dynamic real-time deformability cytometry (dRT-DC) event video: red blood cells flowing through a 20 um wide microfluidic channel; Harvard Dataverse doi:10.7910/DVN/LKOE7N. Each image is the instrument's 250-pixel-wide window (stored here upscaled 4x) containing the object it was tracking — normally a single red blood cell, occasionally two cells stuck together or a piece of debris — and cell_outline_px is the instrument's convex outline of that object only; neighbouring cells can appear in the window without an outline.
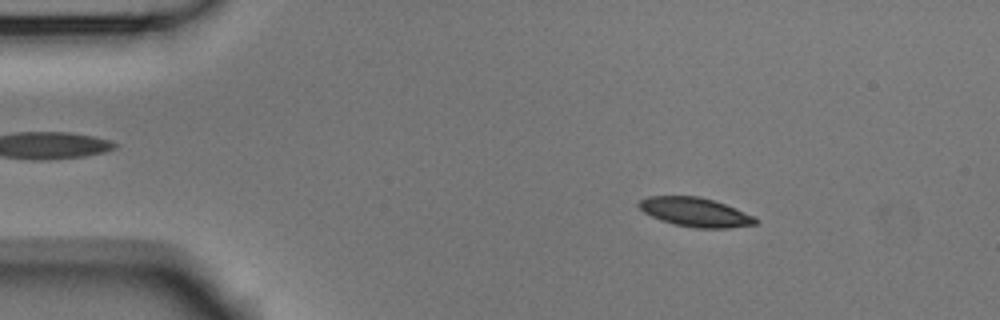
{"species": "Egyptian fruit bat (a non-hibernating species)", "species_latin": "Rousettus aegyptiacus", "temperature_condition": "room temperature", "stored_images_in_passage": 53, "camera_frame_rate_fps": 3000, "um_per_image_px": 0.085, "animal": {"sex": "male"}, "frame": {"image": 1, "passage_image": 8, "time_ms": 2.333, "image_size_px": [1000, 320], "cell_outline_px": [[760, 220], [756, 224], [728, 228], [696, 228], [676, 224], [660, 220], [644, 212], [636, 204], [640, 200], [648, 196], [700, 196], [736, 208], [756, 216]], "centroid_in_image_um": [59.13, 18.03], "position_along_channel_um": 25.9, "area_um2": 19.77}}
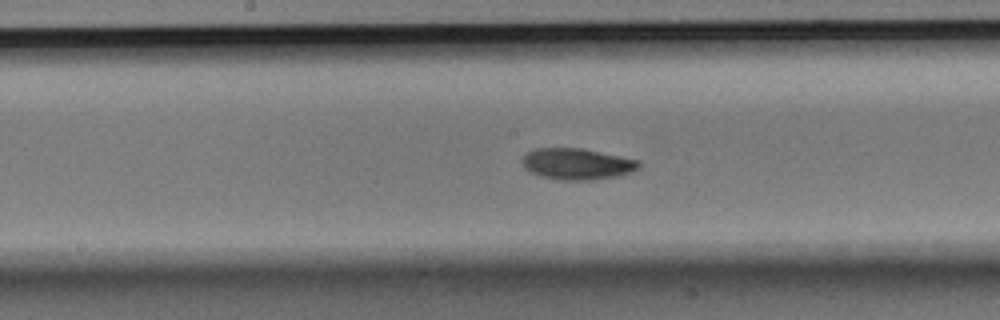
{"frame": {"image": 2, "passage_image": 27, "time_ms": 8.667, "image_size_px": [1000, 320], "cell_outline_px": [[640, 168], [632, 172], [616, 176], [592, 180], [560, 180], [540, 176], [524, 168], [524, 156], [528, 152], [536, 148], [580, 148], [640, 160]], "centroid_in_image_um": [49.08, 13.94], "position_along_channel_um": 199.1, "area_um2": 21.1}}
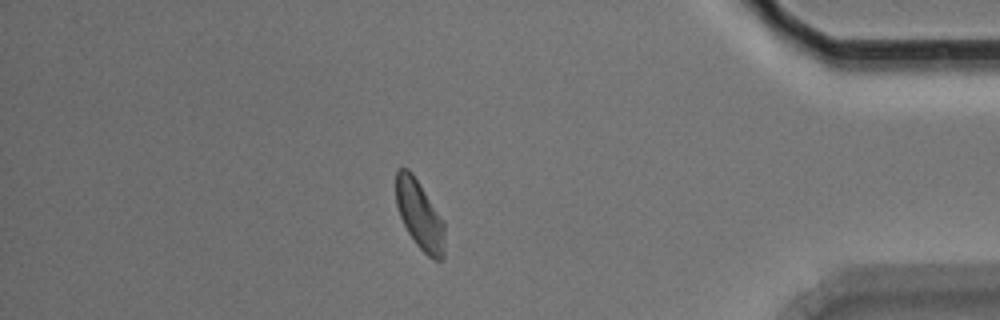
{"frame": {"image": 3, "passage_image": 46, "time_ms": 15.0, "image_size_px": [1000, 320], "cell_outline_px": [[444, 260], [432, 260], [416, 244], [408, 232], [400, 216], [396, 204], [396, 172], [400, 168], [408, 168], [412, 172], [444, 220]], "centroid_in_image_um": [35.68, 18.28], "position_along_channel_um": 399.5, "area_um2": 19.59}, "authors_computed_cell_mechanics": {"area_um2": 20.23, "velocity_mm_per_s": 3.7402, "shape_relaxation_time_tau1_ms": 2.4456, "shape_relaxation_time_tau2_ms": null, "deformation_change_tau1": 0.1259, "deformation_change_tau2": null}}